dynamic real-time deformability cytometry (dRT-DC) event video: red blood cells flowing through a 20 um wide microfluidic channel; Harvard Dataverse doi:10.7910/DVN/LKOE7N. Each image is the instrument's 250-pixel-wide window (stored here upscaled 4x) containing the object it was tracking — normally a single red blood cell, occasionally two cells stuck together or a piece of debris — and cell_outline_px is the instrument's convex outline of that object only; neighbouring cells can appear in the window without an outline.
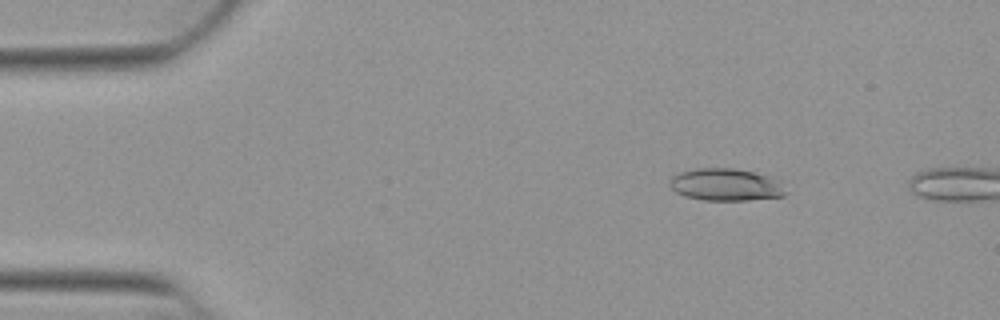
{"species": "Egyptian fruit bat (a non-hibernating species)", "species_latin": "Rousettus aegyptiacus", "temperature_condition": "warm", "stored_images_in_passage": 13, "camera_frame_rate_fps": 3000, "um_per_image_px": 0.085, "animal": {"sex": "female"}, "frame": {"image": 1, "passage_image": 8, "time_ms": 2.333, "image_size_px": [1000, 320], "cell_outline_px": [[788, 192], [784, 196], [748, 200], [704, 200], [684, 196], [676, 192], [668, 184], [668, 180], [672, 176], [680, 172], [696, 168], [732, 168], [756, 172], [780, 180]], "centroid_in_image_um": [61.71, 15.69], "position_along_channel_um": 23.3, "area_um2": 22.08}}